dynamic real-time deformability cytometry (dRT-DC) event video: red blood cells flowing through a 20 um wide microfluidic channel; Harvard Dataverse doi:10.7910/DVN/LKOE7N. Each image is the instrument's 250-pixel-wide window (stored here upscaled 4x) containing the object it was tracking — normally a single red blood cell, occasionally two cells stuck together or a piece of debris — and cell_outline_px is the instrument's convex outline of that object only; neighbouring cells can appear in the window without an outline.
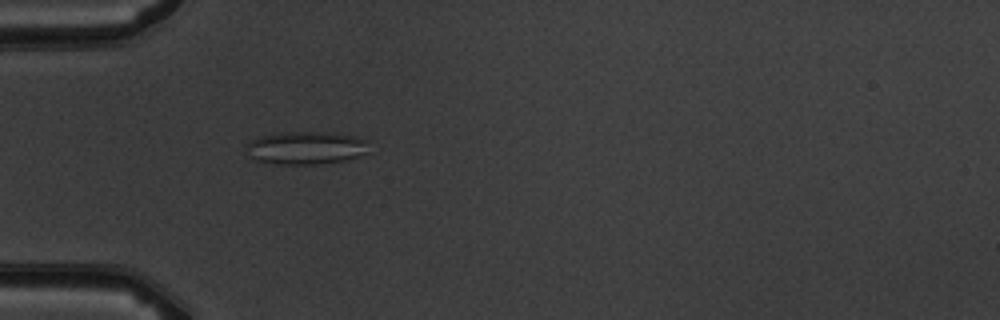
{"species": "common noctule bat (a hibernating species)", "species_latin": "Nyctalus noctula", "temperature_condition": "warm", "stored_images_in_passage": 5, "camera_frame_rate_fps": 3000, "um_per_image_px": 0.085, "animal": {"sex": "male", "body_mass_g": 19.5, "forearm_length_mm": 54.6}, "frame": {"image": 1, "passage_image": 5, "time_ms": 5.333, "image_size_px": [1000, 320], "cell_outline_px": [[368, 152], [344, 160], [320, 164], [276, 164], [256, 160], [248, 156], [248, 144], [252, 140], [260, 136], [280, 132], [328, 132], [356, 136], [368, 140]], "centroid_in_image_um": [26.02, 12.56], "position_along_channel_um": 59.0, "area_um2": 23.52}}